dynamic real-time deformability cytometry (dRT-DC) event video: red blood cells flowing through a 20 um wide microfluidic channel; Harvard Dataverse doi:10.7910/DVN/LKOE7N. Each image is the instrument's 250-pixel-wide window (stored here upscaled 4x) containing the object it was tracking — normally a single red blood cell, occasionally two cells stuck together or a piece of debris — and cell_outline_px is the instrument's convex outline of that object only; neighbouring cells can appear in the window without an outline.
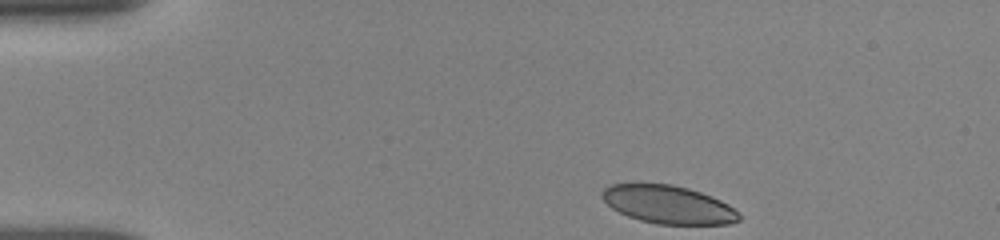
{"species": "human", "species_latin": "Homo sapiens", "temperature_condition": "room temperature", "stored_images_in_passage": 9, "camera_frame_rate_fps": 3000, "um_per_image_px": 0.085, "donor": {"sex": "female"}, "frame": {"image": 1, "passage_image": 1, "time_ms": 0.0, "image_size_px": [1000, 240], "cell_outline_px": [[740, 220], [728, 224], [656, 224], [640, 220], [628, 216], [612, 208], [600, 196], [604, 188], [612, 184], [672, 184], [688, 188], [712, 196], [728, 204], [740, 216]], "centroid_in_image_um": [56.79, 17.39], "position_along_channel_um": 28.2, "area_um2": 30.17}}
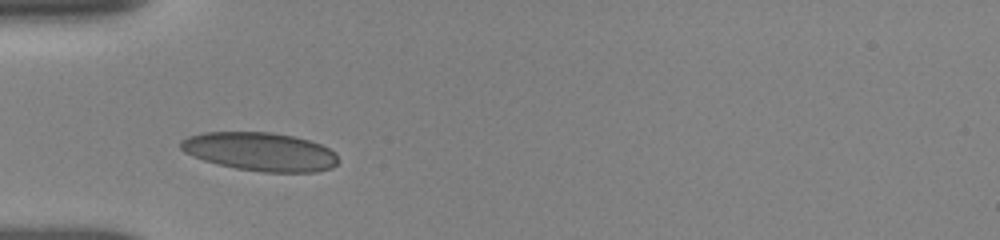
{"frame": {"image": 2, "passage_image": 6, "time_ms": 2.667, "image_size_px": [1000, 240], "cell_outline_px": [[340, 160], [332, 168], [316, 172], [264, 172], [236, 168], [204, 160], [192, 156], [184, 152], [180, 148], [180, 140], [188, 136], [204, 132], [272, 132], [292, 136], [308, 140], [320, 144], [336, 152]], "centroid_in_image_um": [22.13, 12.89], "position_along_channel_um": 62.9, "area_um2": 35.43}}
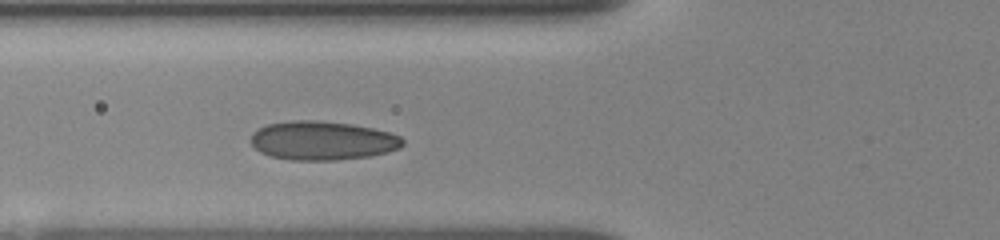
{"frame": {"image": 3, "passage_image": 9, "time_ms": 3.667, "image_size_px": [1000, 240], "cell_outline_px": [[404, 144], [400, 148], [388, 152], [368, 156], [336, 160], [292, 160], [272, 156], [260, 152], [248, 140], [252, 132], [268, 124], [292, 120], [316, 120], [352, 124], [372, 128], [388, 132], [400, 136], [404, 140]], "centroid_in_image_um": [27.4, 11.95], "position_along_channel_um": 98.4, "area_um2": 34.45}}